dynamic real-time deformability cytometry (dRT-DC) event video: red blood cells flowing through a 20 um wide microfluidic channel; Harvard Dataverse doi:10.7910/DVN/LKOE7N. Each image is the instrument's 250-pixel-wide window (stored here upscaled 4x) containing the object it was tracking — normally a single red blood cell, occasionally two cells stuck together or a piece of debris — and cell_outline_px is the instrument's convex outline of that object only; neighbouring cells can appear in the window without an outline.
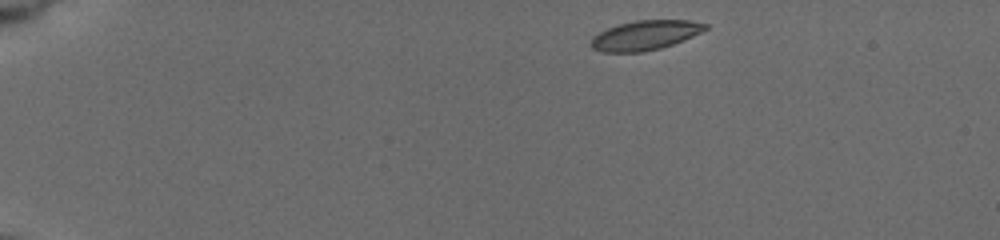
{"species": "common noctule bat (a hibernating species)", "species_latin": "Nyctalus noctula", "temperature_condition": "cold", "stored_images_in_passage": 21, "camera_frame_rate_fps": 3000, "um_per_image_px": 0.085, "animal": {"sex": "female", "body_mass_g": 19.5, "forearm_length_mm": 54.1}, "frame": {"image": 1, "passage_image": 1, "time_ms": 0.0, "image_size_px": [1000, 240], "cell_outline_px": [[708, 28], [692, 36], [672, 44], [660, 48], [644, 52], [600, 52], [592, 48], [588, 44], [592, 36], [608, 28], [620, 24], [636, 20], [688, 20], [708, 24]], "centroid_in_image_um": [54.79, 3.0], "position_along_channel_um": 30.2, "area_um2": 19.65}}
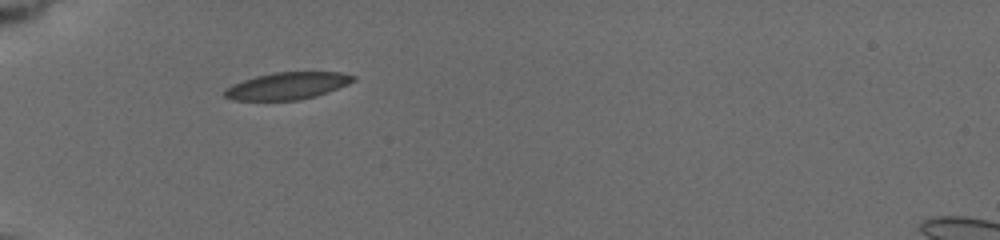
{"frame": {"image": 2, "passage_image": 20, "time_ms": 3.0, "image_size_px": [1000, 240], "cell_outline_px": [[356, 80], [348, 84], [328, 92], [316, 96], [300, 100], [232, 100], [224, 96], [224, 88], [232, 84], [256, 76], [276, 72], [340, 72], [356, 76]], "centroid_in_image_um": [24.43, 7.3], "position_along_channel_um": 60.6, "area_um2": 20.35}}